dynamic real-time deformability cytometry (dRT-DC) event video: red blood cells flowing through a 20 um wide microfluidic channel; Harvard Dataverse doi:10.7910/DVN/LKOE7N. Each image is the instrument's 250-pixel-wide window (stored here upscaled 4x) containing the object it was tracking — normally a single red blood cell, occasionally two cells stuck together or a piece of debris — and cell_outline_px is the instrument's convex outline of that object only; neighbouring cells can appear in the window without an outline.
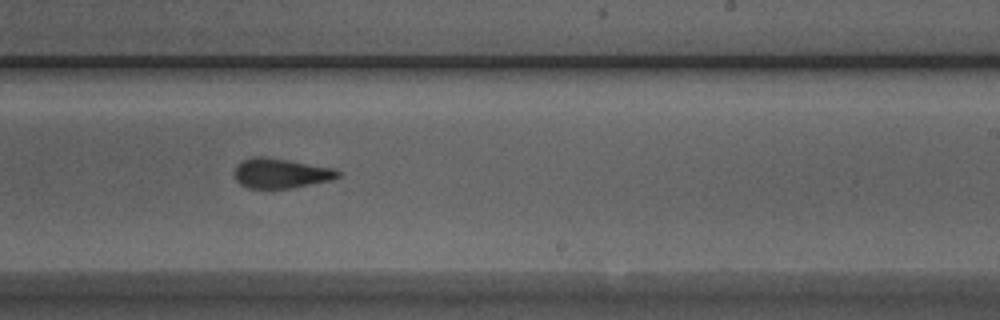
{"species": "Egyptian fruit bat (a non-hibernating species)", "species_latin": "Rousettus aegyptiacus", "temperature_condition": "room temperature", "stored_images_in_passage": 32, "camera_frame_rate_fps": 3000, "um_per_image_px": 0.085, "animal": {"sex": "male"}, "frame": {"image": 1, "passage_image": 19, "time_ms": 6.0, "image_size_px": [1000, 320], "cell_outline_px": [[340, 176], [332, 180], [292, 188], [248, 188], [240, 184], [236, 180], [232, 172], [236, 164], [240, 160], [252, 156], [264, 156], [288, 160], [332, 168], [340, 172]], "centroid_in_image_um": [23.79, 14.72], "position_along_channel_um": 265.2, "area_um2": 18.21}}